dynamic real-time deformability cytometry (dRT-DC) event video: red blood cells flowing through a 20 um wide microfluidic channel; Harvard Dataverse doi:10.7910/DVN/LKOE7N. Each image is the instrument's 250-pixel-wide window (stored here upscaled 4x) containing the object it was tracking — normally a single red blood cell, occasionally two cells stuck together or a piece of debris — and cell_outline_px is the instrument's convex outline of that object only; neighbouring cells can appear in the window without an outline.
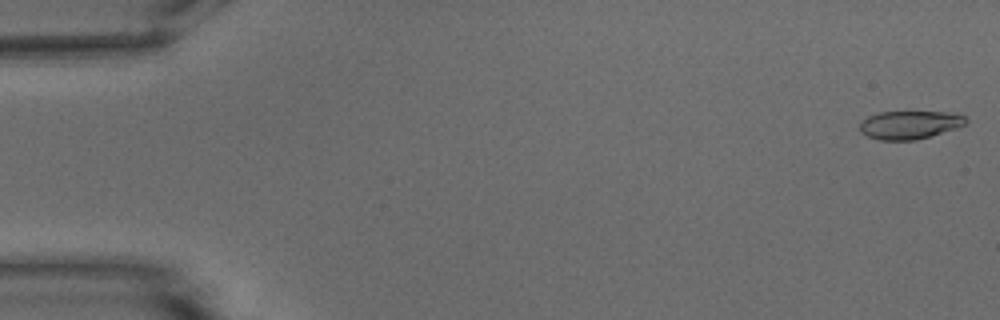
{"species": "common noctule bat (a hibernating species)", "species_latin": "Nyctalus noctula", "temperature_condition": "warm", "stored_images_in_passage": 53, "camera_frame_rate_fps": 3000, "um_per_image_px": 0.085, "animal": {"sex": "male", "body_mass_g": 15.6}, "frame": {"image": 1, "passage_image": 1, "time_ms": 0.0, "image_size_px": [1000, 320], "cell_outline_px": [[968, 120], [964, 124], [956, 128], [916, 140], [880, 140], [868, 136], [860, 132], [860, 124], [868, 116], [880, 112], [948, 112], [964, 116]], "centroid_in_image_um": [77.3, 10.61], "position_along_channel_um": 7.7, "area_um2": 17.22}}
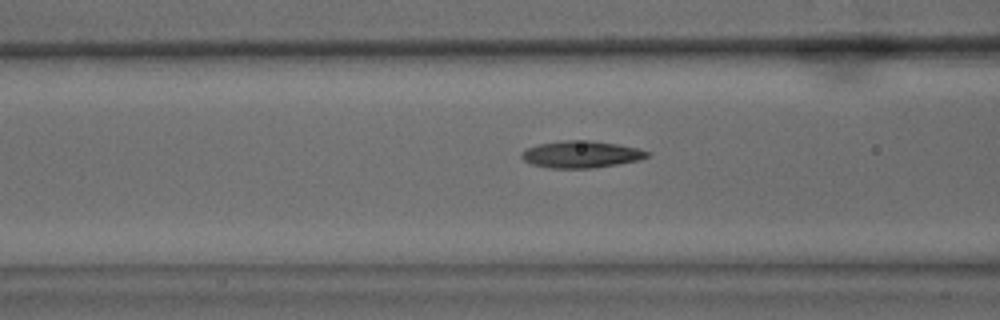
{"frame": {"image": 2, "passage_image": 21, "time_ms": 6.667, "image_size_px": [1000, 320], "cell_outline_px": [[652, 152], [648, 156], [640, 160], [592, 168], [548, 168], [532, 164], [524, 160], [520, 156], [520, 152], [528, 148], [540, 144], [564, 140], [588, 140], [616, 144], [636, 148]], "centroid_in_image_um": [49.39, 13.12], "position_along_channel_um": 117.2, "area_um2": 19.59}}
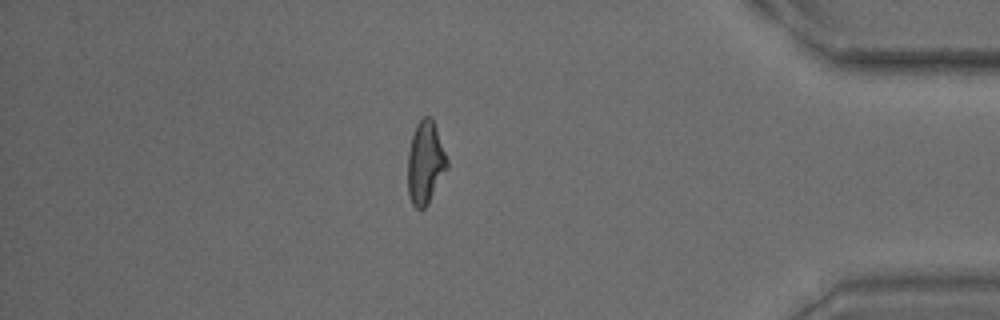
{"frame": {"image": 3, "passage_image": 46, "time_ms": 15.0, "image_size_px": [1000, 320], "cell_outline_px": [[448, 168], [428, 204], [420, 212], [412, 204], [408, 192], [408, 152], [412, 136], [416, 124], [424, 116], [432, 116], [448, 160]], "centroid_in_image_um": [36.16, 13.84], "position_along_channel_um": 399.0, "area_um2": 19.13}, "authors_computed_cell_mechanics": {"area_um2": 18.9584, "velocity_mm_per_s": 3.8096, "shape_relaxation_time_tau1_ms": 9.4196, "shape_relaxation_time_tau2_ms": 2.0541, "deformation_change_tau1": 0.2876, "deformation_change_tau2": 0.107}}